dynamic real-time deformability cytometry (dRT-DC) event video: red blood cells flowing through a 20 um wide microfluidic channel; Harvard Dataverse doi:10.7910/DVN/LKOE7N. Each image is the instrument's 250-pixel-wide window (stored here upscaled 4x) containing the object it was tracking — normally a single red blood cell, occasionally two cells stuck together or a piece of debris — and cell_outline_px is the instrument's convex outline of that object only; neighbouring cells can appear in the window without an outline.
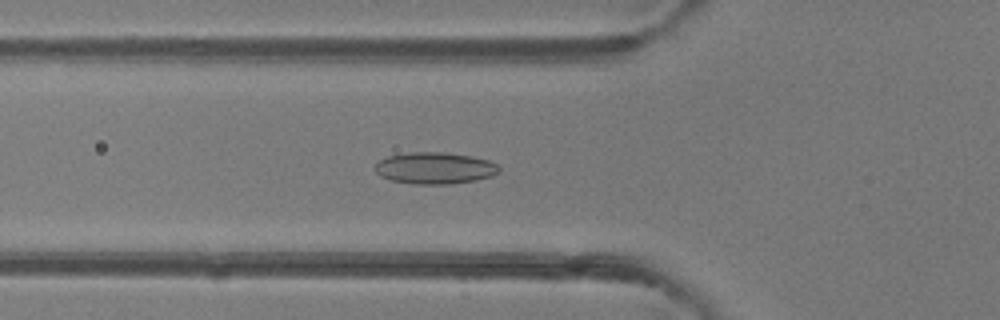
{"species": "common noctule bat (a hibernating species)", "species_latin": "Nyctalus noctula", "temperature_condition": "room temperature", "stored_images_in_passage": 37, "camera_frame_rate_fps": 3000, "um_per_image_px": 0.085, "animal": {"sex": "female"}, "frame": {"image": 1, "passage_image": 5, "time_ms": 1.333, "image_size_px": [1000, 320], "cell_outline_px": [[500, 172], [492, 176], [476, 180], [448, 184], [412, 184], [392, 180], [380, 176], [376, 172], [376, 164], [380, 160], [388, 156], [412, 152], [444, 152], [472, 156], [488, 160], [496, 164], [500, 168]], "centroid_in_image_um": [36.98, 14.29], "position_along_channel_um": 88.8, "area_um2": 22.83}}
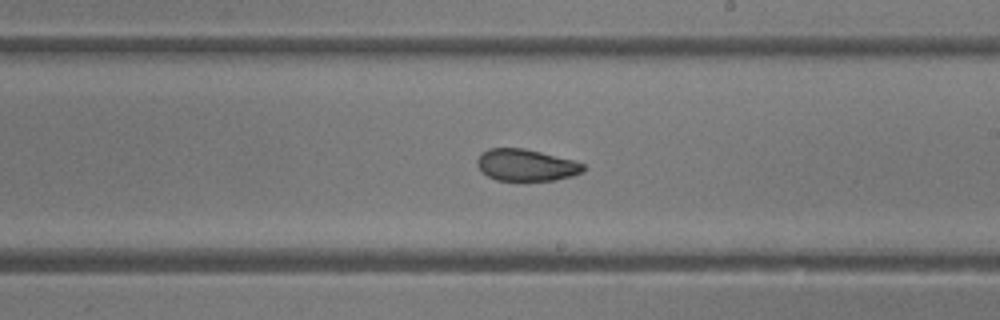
{"frame": {"image": 2, "passage_image": 16, "time_ms": 5.0, "image_size_px": [1000, 320], "cell_outline_px": [[584, 172], [572, 176], [556, 180], [524, 184], [496, 180], [480, 172], [476, 164], [476, 160], [480, 152], [488, 148], [524, 148], [572, 160], [584, 164]], "centroid_in_image_um": [44.66, 14.09], "position_along_channel_um": 244.3, "area_um2": 20.63}}
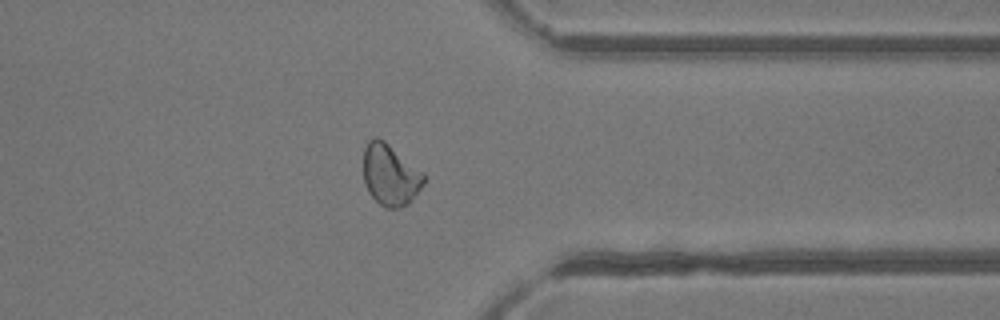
{"frame": {"image": 3, "passage_image": 26, "time_ms": 8.333, "image_size_px": [1000, 320], "cell_outline_px": [[424, 184], [408, 204], [400, 208], [384, 208], [368, 192], [364, 180], [364, 148], [368, 140], [372, 136], [376, 136], [384, 140], [424, 172]], "centroid_in_image_um": [33.17, 14.85], "position_along_channel_um": 378.2, "area_um2": 21.73}, "authors_computed_cell_mechanics": {"area_um2": 21.386, "velocity_mm_per_s": 4.2271, "shape_relaxation_time_tau1_ms": null, "shape_relaxation_time_tau2_ms": 2.104, "deformation_change_tau1": null, "deformation_change_tau2": 0.0775}}